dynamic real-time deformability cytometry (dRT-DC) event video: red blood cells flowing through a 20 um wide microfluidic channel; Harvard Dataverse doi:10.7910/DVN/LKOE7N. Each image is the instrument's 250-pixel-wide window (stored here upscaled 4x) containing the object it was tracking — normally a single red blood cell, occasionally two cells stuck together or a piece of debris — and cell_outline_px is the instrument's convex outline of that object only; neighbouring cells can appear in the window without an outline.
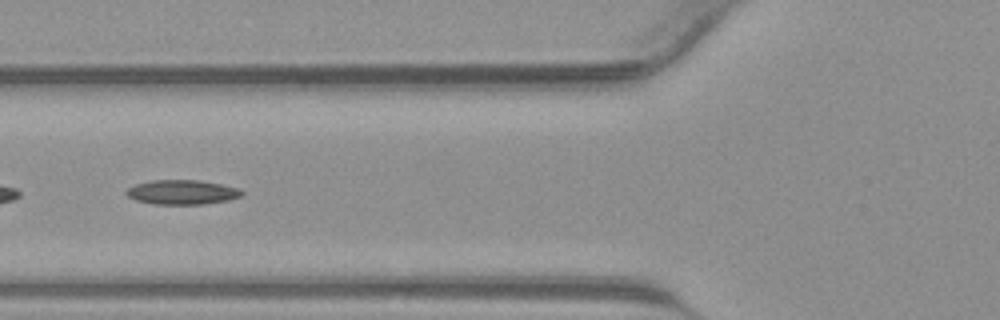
{"species": "common noctule bat (a hibernating species)", "species_latin": "Nyctalus noctula", "temperature_condition": "warm", "stored_images_in_passage": 23, "segment_of_instrument_passage": [2, 2], "camera_frame_rate_fps": 3000, "um_per_image_px": 0.085, "animal": {"sex": "male", "body_mass_g": 23.1, "forearm_length_mm": 52.7}, "frame": {"image": 1, "passage_image": 17, "time_ms": 5.333, "image_size_px": [1000, 320], "cell_outline_px": [[244, 192], [240, 196], [228, 200], [204, 204], [156, 204], [136, 200], [128, 196], [124, 192], [128, 188], [136, 184], [152, 180], [196, 180], [220, 184], [240, 188]], "centroid_in_image_um": [15.48, 16.33], "position_along_channel_um": 110.3, "area_um2": 16.36}}